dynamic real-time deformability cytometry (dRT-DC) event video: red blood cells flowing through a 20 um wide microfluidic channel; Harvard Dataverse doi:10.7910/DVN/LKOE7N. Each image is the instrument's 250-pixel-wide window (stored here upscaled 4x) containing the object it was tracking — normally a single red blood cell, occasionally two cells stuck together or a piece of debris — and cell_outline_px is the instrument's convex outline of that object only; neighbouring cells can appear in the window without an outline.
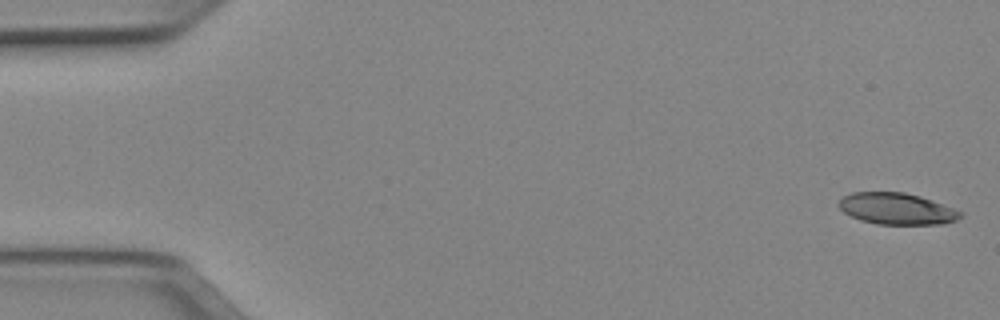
{"species": "Egyptian fruit bat (a non-hibernating species)", "species_latin": "Rousettus aegyptiacus", "temperature_condition": "cold", "stored_images_in_passage": 51, "camera_frame_rate_fps": 3000, "um_per_image_px": 0.085, "animal": {"sex": "female"}, "frame": {"image": 1, "passage_image": 1, "time_ms": 0.0, "image_size_px": [1000, 320], "cell_outline_px": [[964, 212], [956, 220], [944, 224], [876, 224], [860, 220], [844, 212], [836, 204], [844, 196], [852, 192], [904, 192], [920, 196]], "centroid_in_image_um": [76.21, 17.74], "position_along_channel_um": 8.8, "area_um2": 22.25}}
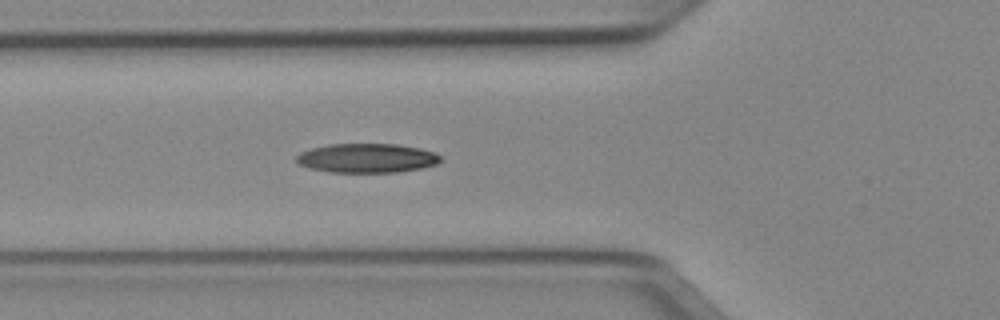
{"frame": {"image": 2, "passage_image": 18, "time_ms": 5.667, "image_size_px": [1000, 320], "cell_outline_px": [[440, 160], [436, 164], [420, 168], [396, 172], [328, 172], [308, 168], [296, 164], [296, 156], [300, 152], [312, 148], [328, 144], [400, 144], [420, 148], [432, 152], [440, 156]], "centroid_in_image_um": [31.12, 13.44], "position_along_channel_um": 94.7, "area_um2": 24.57}}
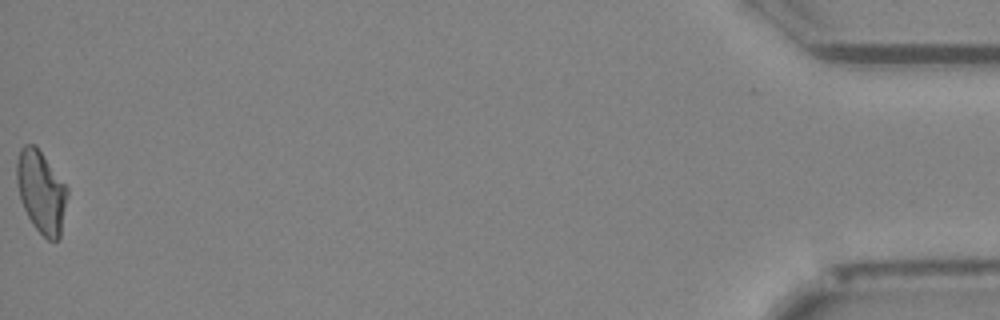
{"frame": {"image": 3, "passage_image": 51, "time_ms": 16.667, "image_size_px": [1000, 320], "cell_outline_px": [[68, 192], [60, 236], [56, 240], [48, 240], [32, 224], [20, 200], [16, 184], [16, 160], [20, 148], [24, 144], [36, 144], [68, 188]], "centroid_in_image_um": [3.48, 16.25], "position_along_channel_um": 431.7, "area_um2": 24.33}, "authors_computed_cell_mechanics": {"area_um2": 23.8136, "velocity_mm_per_s": 3.9564, "shape_relaxation_time_tau1_ms": 6.8108, "shape_relaxation_time_tau2_ms": 3.8084, "deformation_change_tau1": 0.184, "deformation_change_tau2": 0.1051}}